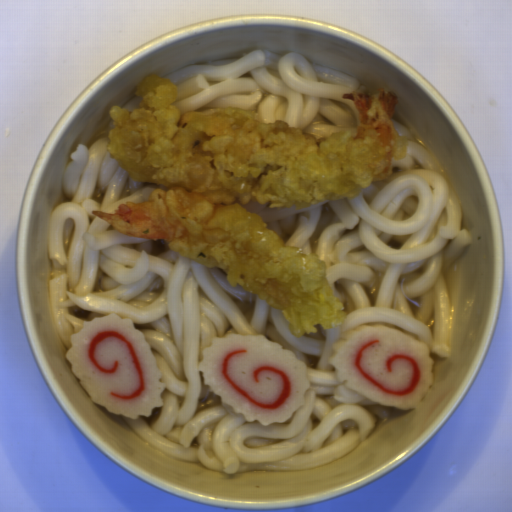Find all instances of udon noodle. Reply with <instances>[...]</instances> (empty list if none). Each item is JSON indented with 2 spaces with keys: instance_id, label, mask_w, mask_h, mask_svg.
<instances>
[{
  "instance_id": "udon-noodle-1",
  "label": "udon noodle",
  "mask_w": 512,
  "mask_h": 512,
  "mask_svg": "<svg viewBox=\"0 0 512 512\" xmlns=\"http://www.w3.org/2000/svg\"><path fill=\"white\" fill-rule=\"evenodd\" d=\"M408 140L386 180L354 197L296 209L251 202L285 246L324 262L342 324L293 335L286 316L217 267L185 258L160 239L129 237L93 211L116 214L145 203L157 184L132 180L107 151L113 120L92 145L78 144L63 170L64 199L47 221V274L56 332L65 346L95 318L116 314L142 333L162 374L160 408L124 418L131 430L173 458L226 474L314 469L351 452L390 417L337 380L333 343L364 325L384 324L427 343L447 361L452 313L445 275L472 242L459 192L424 142ZM264 334L308 367L305 405L287 423L246 422L204 385L198 365L215 337Z\"/></svg>"
},
{
  "instance_id": "udon-noodle-3",
  "label": "udon noodle",
  "mask_w": 512,
  "mask_h": 512,
  "mask_svg": "<svg viewBox=\"0 0 512 512\" xmlns=\"http://www.w3.org/2000/svg\"><path fill=\"white\" fill-rule=\"evenodd\" d=\"M141 99L138 98L137 94L130 98L126 103H124L121 107L125 108L128 111H133L139 104Z\"/></svg>"
},
{
  "instance_id": "udon-noodle-2",
  "label": "udon noodle",
  "mask_w": 512,
  "mask_h": 512,
  "mask_svg": "<svg viewBox=\"0 0 512 512\" xmlns=\"http://www.w3.org/2000/svg\"><path fill=\"white\" fill-rule=\"evenodd\" d=\"M180 113L242 107L263 122L285 121L317 140L357 127L359 111L345 93H373L356 77L319 66L305 55L253 49L238 58L194 63L166 77Z\"/></svg>"
}]
</instances>
